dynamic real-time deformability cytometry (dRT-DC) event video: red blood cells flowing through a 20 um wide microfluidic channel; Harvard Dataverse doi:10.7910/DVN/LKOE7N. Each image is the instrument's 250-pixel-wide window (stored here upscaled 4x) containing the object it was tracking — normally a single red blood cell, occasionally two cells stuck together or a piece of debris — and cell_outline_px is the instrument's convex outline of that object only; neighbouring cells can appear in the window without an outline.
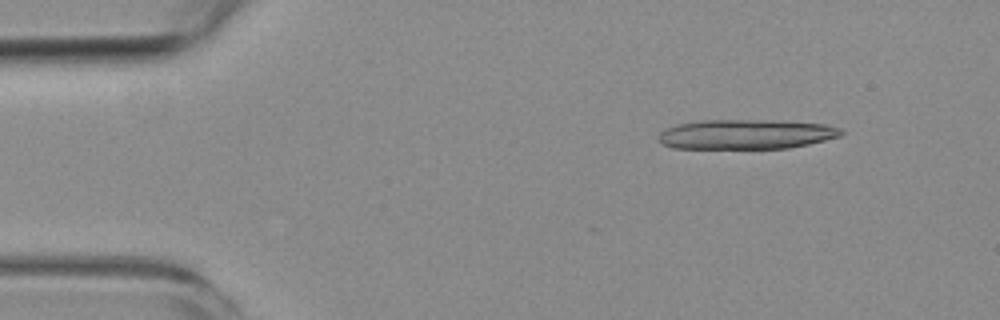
{"species": "common noctule bat (a hibernating species)", "species_latin": "Nyctalus noctula", "temperature_condition": "room temperature", "stored_images_in_passage": 6, "camera_frame_rate_fps": 3000, "um_per_image_px": 0.085, "animal": {"sex": "female", "body_mass_g": 19.3, "forearm_length_mm": 54.1}, "frame": {"image": 1, "passage_image": 1, "time_ms": 0.0, "image_size_px": [1000, 320], "cell_outline_px": [[844, 132], [840, 136], [808, 144], [788, 148], [672, 148], [660, 144], [656, 136], [660, 132], [676, 124], [700, 120], [780, 120], [824, 124], [840, 128]], "centroid_in_image_um": [63.37, 11.4], "position_along_channel_um": 21.6, "area_um2": 31.79}}
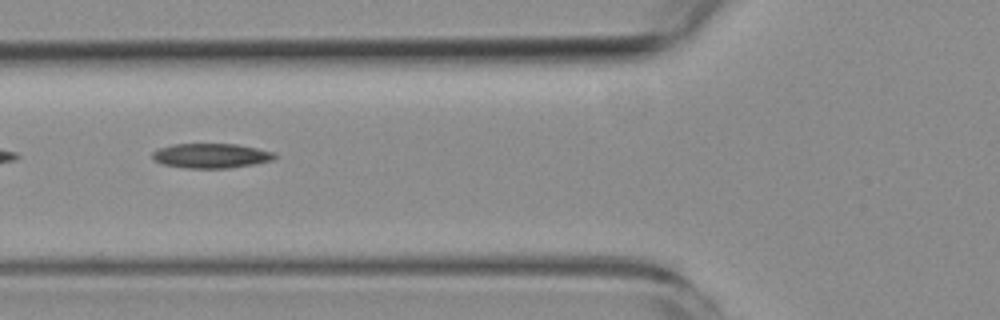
{"frame": {"image": 2, "passage_image": 5, "time_ms": 4.667, "image_size_px": [1000, 320], "cell_outline_px": [[276, 156], [272, 160], [252, 164], [228, 168], [184, 168], [164, 164], [156, 160], [152, 156], [152, 152], [160, 148], [172, 144], [236, 144], [276, 152]], "centroid_in_image_um": [17.95, 13.23], "position_along_channel_um": 107.8, "area_um2": 17.4}}
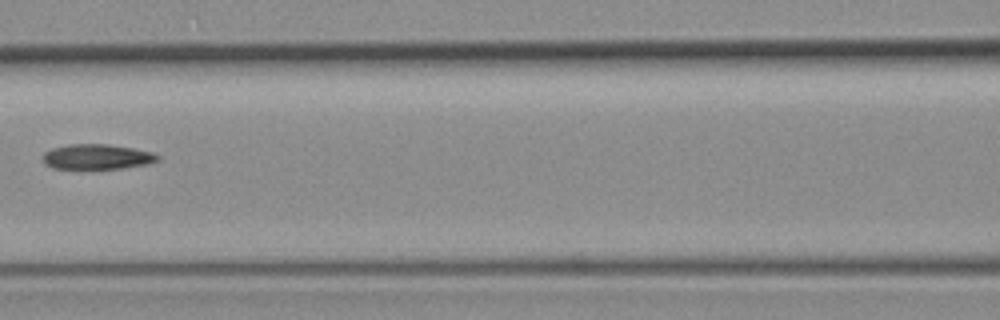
{"frame": {"image": 3, "passage_image": 6, "time_ms": 6.0, "image_size_px": [1000, 320], "cell_outline_px": [[160, 160], [148, 164], [92, 172], [52, 168], [44, 164], [40, 156], [44, 152], [52, 148], [68, 144], [108, 144], [132, 148], [152, 152], [160, 156]], "centroid_in_image_um": [8.17, 13.37], "position_along_channel_um": 158.4, "area_um2": 17.86}}